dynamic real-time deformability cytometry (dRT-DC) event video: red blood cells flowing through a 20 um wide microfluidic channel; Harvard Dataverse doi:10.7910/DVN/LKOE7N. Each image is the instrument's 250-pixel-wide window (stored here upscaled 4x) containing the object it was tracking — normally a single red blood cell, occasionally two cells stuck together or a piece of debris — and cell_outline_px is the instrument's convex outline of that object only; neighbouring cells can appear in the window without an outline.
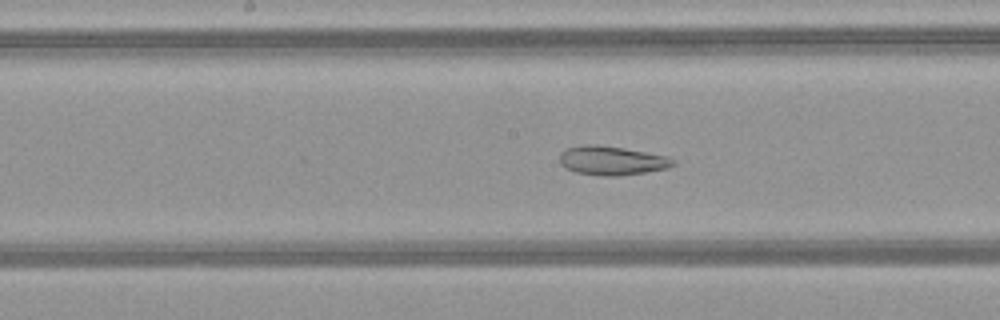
{"species": "common noctule bat (a hibernating species)", "species_latin": "Nyctalus noctula", "temperature_condition": "warm", "stored_images_in_passage": 51, "camera_frame_rate_fps": 3000, "um_per_image_px": 0.085, "animal": {"sex": "female", "body_mass_g": 21.9}, "frame": {"image": 1, "passage_image": 26, "time_ms": 8.333, "image_size_px": [1000, 320], "cell_outline_px": [[676, 164], [668, 168], [620, 176], [604, 176], [576, 172], [564, 168], [560, 164], [560, 152], [568, 148], [580, 144], [596, 144], [624, 148], [668, 156], [676, 160]], "centroid_in_image_um": [52.0, 13.64], "position_along_channel_um": 196.2, "area_um2": 19.36}}
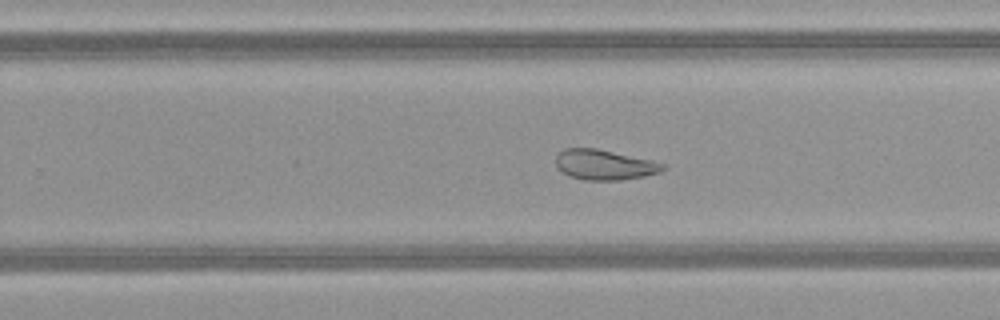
{"frame": {"image": 2, "passage_image": 32, "time_ms": 10.333, "image_size_px": [1000, 320], "cell_outline_px": [[664, 168], [660, 172], [644, 176], [620, 180], [584, 180], [568, 176], [556, 164], [556, 156], [564, 148], [596, 148], [652, 160], [664, 164]], "centroid_in_image_um": [51.37, 14.0], "position_along_channel_um": 278.4, "area_um2": 18.67}}
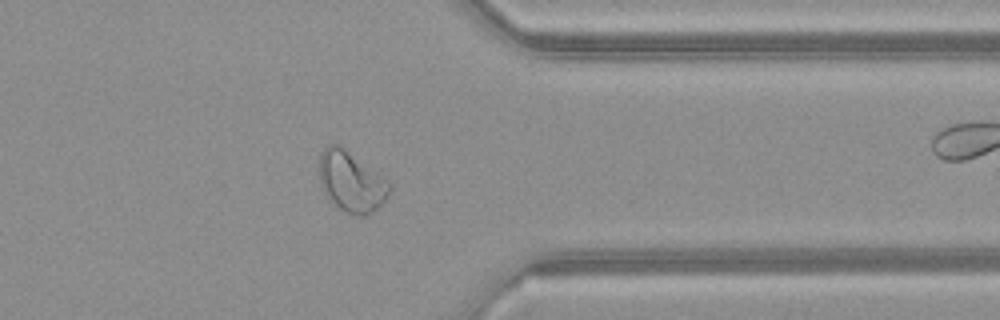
{"frame": {"image": 3, "passage_image": 40, "time_ms": 13.0, "image_size_px": [1000, 320], "cell_outline_px": [[392, 188], [388, 196], [372, 212], [364, 216], [356, 216], [340, 208], [324, 192], [320, 184], [320, 152], [328, 144], [340, 144], [388, 180], [392, 184]], "centroid_in_image_um": [29.88, 15.41], "position_along_channel_um": 381.5, "area_um2": 24.57}, "authors_computed_cell_mechanics": {"area_um2": 26.8192, "velocity_mm_per_s": 4.1281, "shape_relaxation_time_tau1_ms": null, "shape_relaxation_time_tau2_ms": 2.09, "deformation_change_tau1": null, "deformation_change_tau2": 0.0922}}